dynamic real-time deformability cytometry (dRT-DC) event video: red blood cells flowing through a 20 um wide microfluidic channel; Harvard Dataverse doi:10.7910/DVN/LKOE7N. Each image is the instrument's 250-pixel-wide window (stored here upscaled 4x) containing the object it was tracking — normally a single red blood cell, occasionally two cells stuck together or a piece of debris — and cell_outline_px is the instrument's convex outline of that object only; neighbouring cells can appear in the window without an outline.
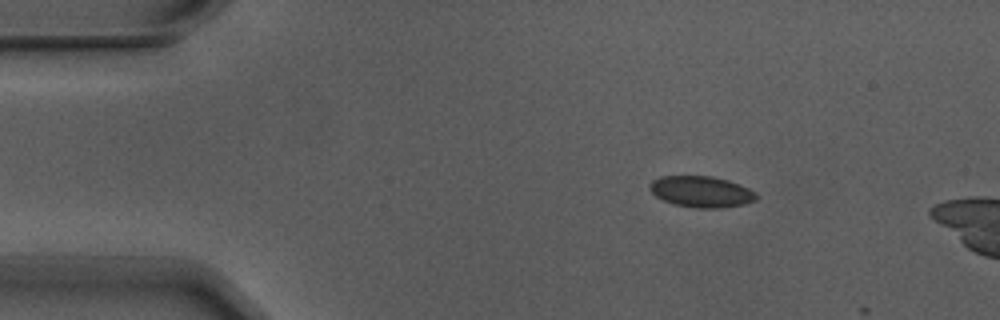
{"species": "Egyptian fruit bat (a non-hibernating species)", "species_latin": "Rousettus aegyptiacus", "temperature_condition": "warm", "stored_images_in_passage": 6, "camera_frame_rate_fps": 3000, "um_per_image_px": 0.085, "animal": {"sex": "male"}, "frame": {"image": 1, "passage_image": 3, "time_ms": 0.667, "image_size_px": [1000, 320], "cell_outline_px": [[756, 200], [744, 204], [720, 208], [696, 208], [676, 204], [664, 200], [656, 196], [648, 188], [648, 184], [652, 180], [660, 176], [712, 176], [728, 180], [740, 184], [756, 192]], "centroid_in_image_um": [59.6, 16.28], "position_along_channel_um": 25.4, "area_um2": 19.36}}